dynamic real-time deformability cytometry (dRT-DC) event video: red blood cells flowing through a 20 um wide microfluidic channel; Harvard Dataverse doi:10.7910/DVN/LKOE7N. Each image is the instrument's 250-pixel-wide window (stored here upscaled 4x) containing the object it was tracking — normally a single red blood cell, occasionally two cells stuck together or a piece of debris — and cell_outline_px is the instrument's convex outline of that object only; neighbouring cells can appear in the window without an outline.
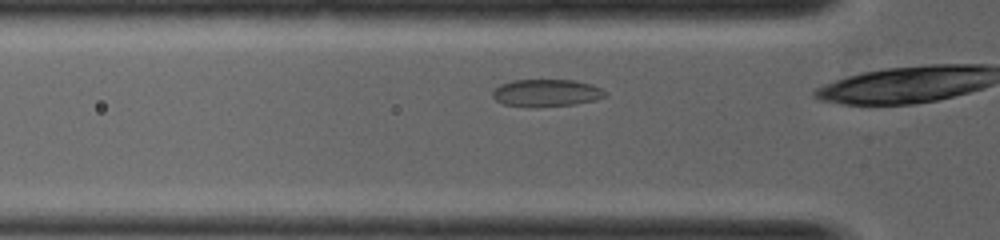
{"species": "common noctule bat (a hibernating species)", "species_latin": "Nyctalus noctula", "temperature_condition": "warm", "stored_images_in_passage": 16, "camera_frame_rate_fps": 5000, "um_per_image_px": 0.085, "animal": {"sex": "female", "body_mass_g": 19.0, "forearm_length_mm": 53.3}, "frame": {"image": 1, "passage_image": 3, "time_ms": 0.4, "image_size_px": [1000, 240], "cell_outline_px": [[608, 96], [596, 100], [572, 104], [536, 108], [528, 108], [504, 104], [496, 100], [492, 96], [492, 92], [500, 84], [512, 80], [572, 80], [592, 84], [600, 88]], "centroid_in_image_um": [46.41, 7.91], "position_along_channel_um": 79.4, "area_um2": 18.09}}
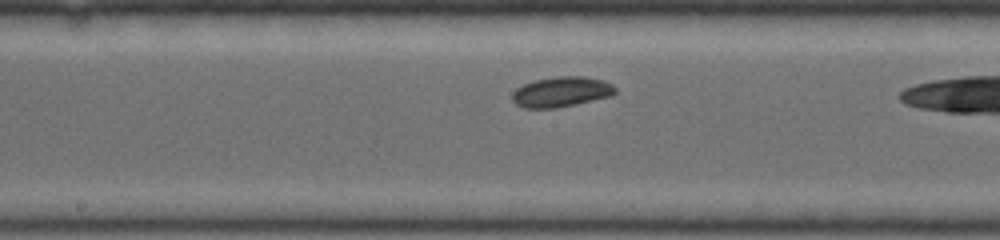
{"frame": {"image": 2, "passage_image": 10, "time_ms": 1.8, "image_size_px": [1000, 240], "cell_outline_px": [[616, 92], [612, 96], [576, 104], [556, 108], [524, 108], [516, 104], [512, 100], [512, 92], [516, 88], [532, 80], [556, 76], [584, 76], [604, 80], [612, 84], [616, 88]], "centroid_in_image_um": [47.71, 7.8], "position_along_channel_um": 200.5, "area_um2": 18.38}}